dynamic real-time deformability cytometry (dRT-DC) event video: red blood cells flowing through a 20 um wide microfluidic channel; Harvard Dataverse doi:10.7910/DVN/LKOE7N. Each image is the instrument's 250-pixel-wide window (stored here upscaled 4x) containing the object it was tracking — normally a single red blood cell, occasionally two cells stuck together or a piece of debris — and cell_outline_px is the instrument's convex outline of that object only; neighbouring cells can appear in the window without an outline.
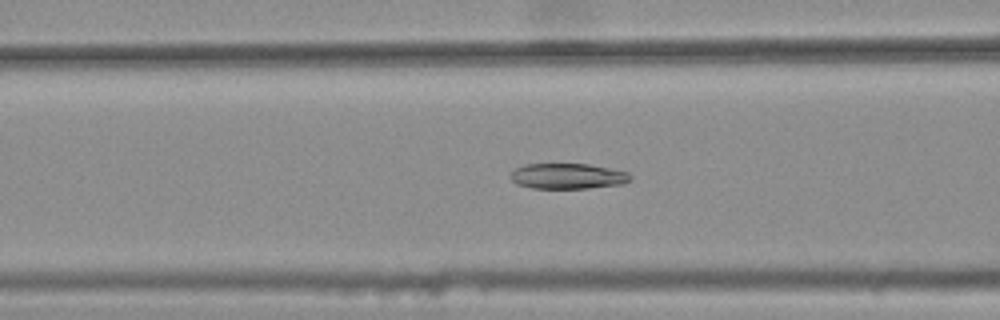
{"species": "common noctule bat (a hibernating species)", "species_latin": "Nyctalus noctula", "temperature_condition": "warm", "stored_images_in_passage": 34, "camera_frame_rate_fps": 3000, "um_per_image_px": 0.085, "animal": {"sex": "female", "body_mass_g": 25.1}, "frame": {"image": 1, "passage_image": 9, "time_ms": 2.667, "image_size_px": [1000, 320], "cell_outline_px": [[632, 180], [624, 184], [588, 188], [532, 188], [516, 184], [508, 176], [516, 168], [524, 164], [588, 164], [628, 172], [632, 176]], "centroid_in_image_um": [48.26, 14.97], "position_along_channel_um": 118.3, "area_um2": 17.92}}
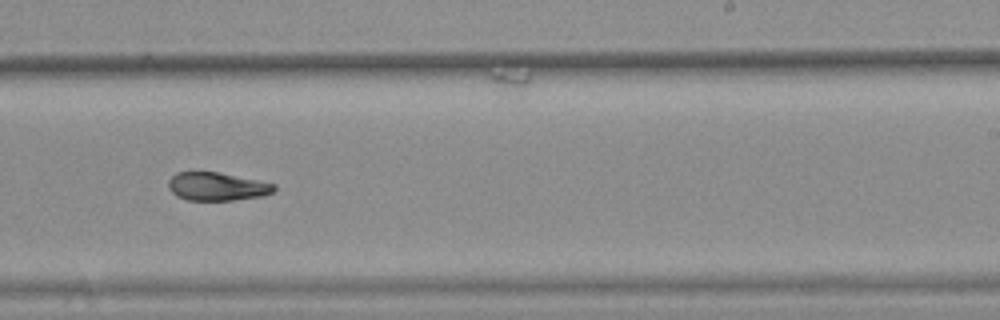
{"frame": {"image": 2, "passage_image": 21, "time_ms": 6.667, "image_size_px": [1000, 320], "cell_outline_px": [[276, 188], [272, 192], [264, 196], [232, 200], [188, 200], [176, 196], [168, 188], [168, 180], [176, 172], [192, 168], [220, 172], [276, 184]], "centroid_in_image_um": [18.37, 15.8], "position_along_channel_um": 270.6, "area_um2": 18.09}}
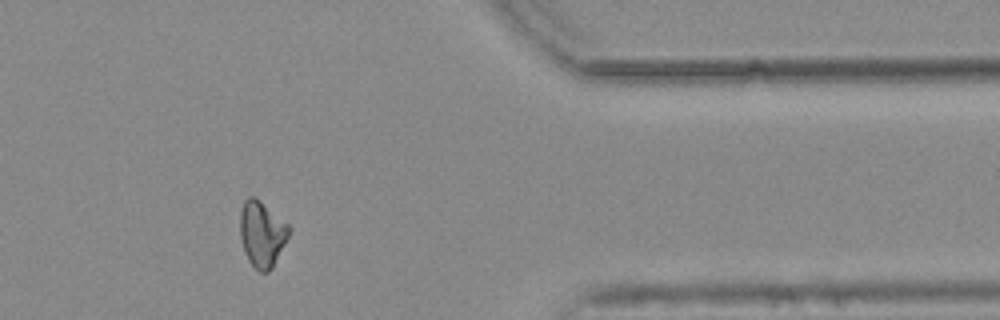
{"frame": {"image": 3, "passage_image": 32, "time_ms": 10.333, "image_size_px": [1000, 320], "cell_outline_px": [[292, 228], [272, 268], [268, 272], [260, 272], [248, 260], [244, 252], [240, 236], [240, 212], [244, 200], [248, 196], [252, 196], [288, 224]], "centroid_in_image_um": [22.25, 19.9], "position_along_channel_um": 389.2, "area_um2": 18.38}, "authors_computed_cell_mechanics": {"area_um2": 18.6694, "velocity_mm_per_s": 3.8137, "shape_relaxation_time_tau1_ms": null, "shape_relaxation_time_tau2_ms": 4.152, "deformation_change_tau1": null, "deformation_change_tau2": 0.0867}}